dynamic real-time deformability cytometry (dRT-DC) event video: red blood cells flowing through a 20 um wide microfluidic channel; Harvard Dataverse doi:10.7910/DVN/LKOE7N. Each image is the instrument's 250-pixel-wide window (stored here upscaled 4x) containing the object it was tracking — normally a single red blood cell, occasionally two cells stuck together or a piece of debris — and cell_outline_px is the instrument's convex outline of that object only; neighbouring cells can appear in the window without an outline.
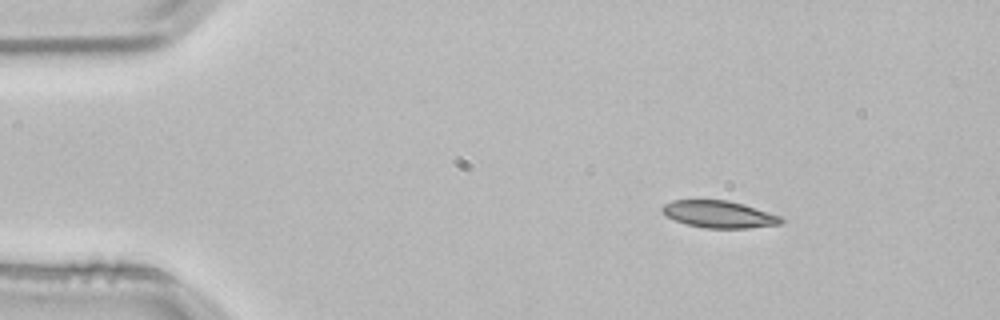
{"species": "common noctule bat (a hibernating species)", "species_latin": "Nyctalus noctula", "temperature_condition": "room temperature", "stored_images_in_passage": 3, "camera_frame_rate_fps": 3000, "um_per_image_px": 0.085, "animal": {"sex": "male", "body_mass_g": 21.5, "forearm_length_mm": 52.0}, "frame": {"image": 1, "passage_image": 1, "time_ms": 0.0, "image_size_px": [1000, 320], "cell_outline_px": [[784, 220], [780, 224], [748, 228], [704, 228], [688, 224], [676, 220], [668, 216], [660, 208], [664, 204], [672, 200], [728, 200], [744, 204], [780, 216]], "centroid_in_image_um": [61.13, 18.21], "position_along_channel_um": 23.9, "area_um2": 18.55}}